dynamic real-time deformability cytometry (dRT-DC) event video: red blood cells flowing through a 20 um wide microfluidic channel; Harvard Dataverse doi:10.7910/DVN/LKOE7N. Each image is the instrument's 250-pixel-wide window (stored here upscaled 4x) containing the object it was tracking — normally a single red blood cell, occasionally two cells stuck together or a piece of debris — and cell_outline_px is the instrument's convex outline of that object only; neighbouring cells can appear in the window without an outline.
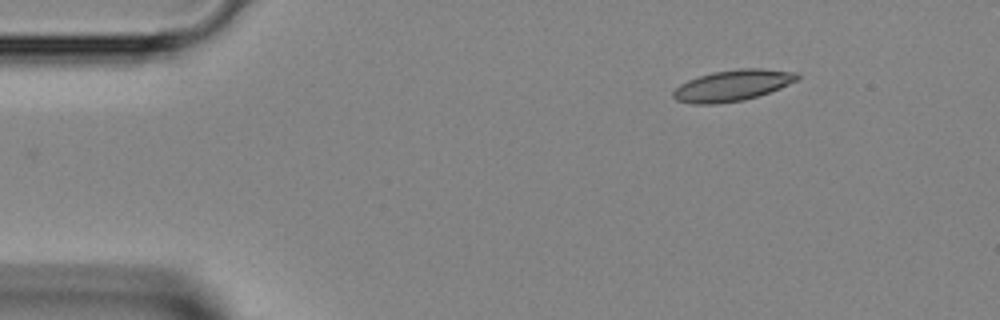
{"species": "Egyptian fruit bat (a non-hibernating species)", "species_latin": "Rousettus aegyptiacus", "temperature_condition": "room temperature", "stored_images_in_passage": 34, "camera_frame_rate_fps": 3000, "um_per_image_px": 0.085, "animal": {"sex": "female"}, "frame": {"image": 1, "passage_image": 1, "time_ms": 0.0, "image_size_px": [1000, 320], "cell_outline_px": [[800, 76], [796, 80], [780, 88], [744, 100], [716, 104], [692, 104], [676, 100], [672, 96], [672, 92], [680, 84], [688, 80], [712, 72], [740, 68], [764, 68], [796, 72]], "centroid_in_image_um": [62.24, 7.26], "position_along_channel_um": 22.8, "area_um2": 22.43}}
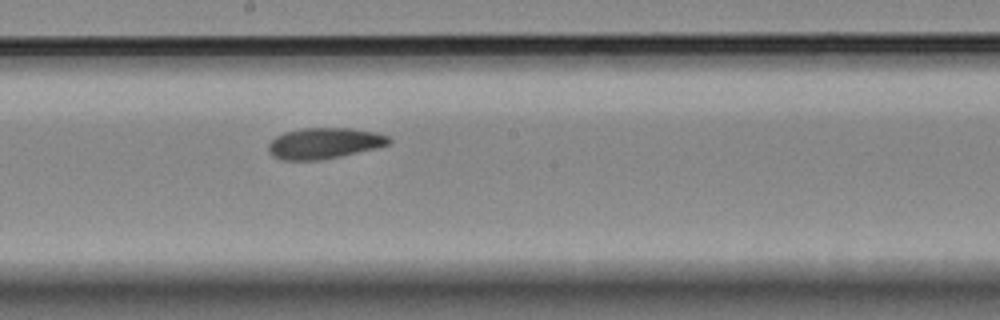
{"frame": {"image": 2, "passage_image": 19, "time_ms": 6.0, "image_size_px": [1000, 320], "cell_outline_px": [[392, 140], [388, 144], [376, 148], [340, 156], [320, 160], [280, 160], [272, 156], [268, 152], [268, 144], [276, 136], [284, 132], [304, 128], [352, 128], [376, 132], [388, 136]], "centroid_in_image_um": [27.54, 12.18], "position_along_channel_um": 220.7, "area_um2": 21.79}}
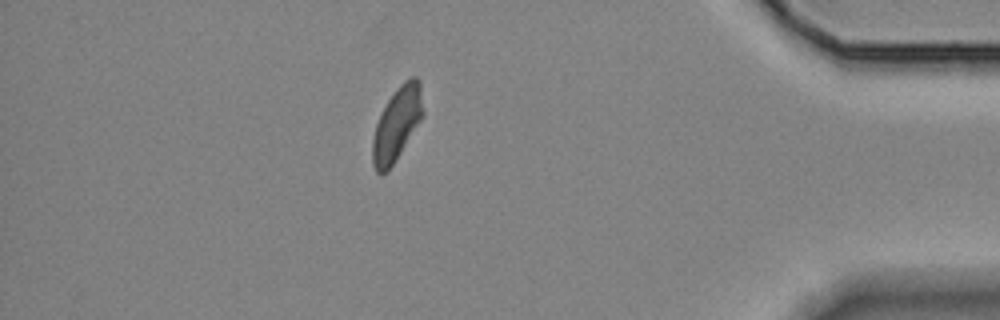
{"frame": {"image": 3, "passage_image": 34, "time_ms": 11.0, "image_size_px": [1000, 320], "cell_outline_px": [[424, 116], [388, 172], [376, 172], [372, 164], [372, 140], [376, 124], [388, 100], [396, 88], [404, 80], [412, 76], [416, 76], [420, 80], [424, 112]], "centroid_in_image_um": [33.76, 10.52], "position_along_channel_um": 401.4, "area_um2": 21.68}}